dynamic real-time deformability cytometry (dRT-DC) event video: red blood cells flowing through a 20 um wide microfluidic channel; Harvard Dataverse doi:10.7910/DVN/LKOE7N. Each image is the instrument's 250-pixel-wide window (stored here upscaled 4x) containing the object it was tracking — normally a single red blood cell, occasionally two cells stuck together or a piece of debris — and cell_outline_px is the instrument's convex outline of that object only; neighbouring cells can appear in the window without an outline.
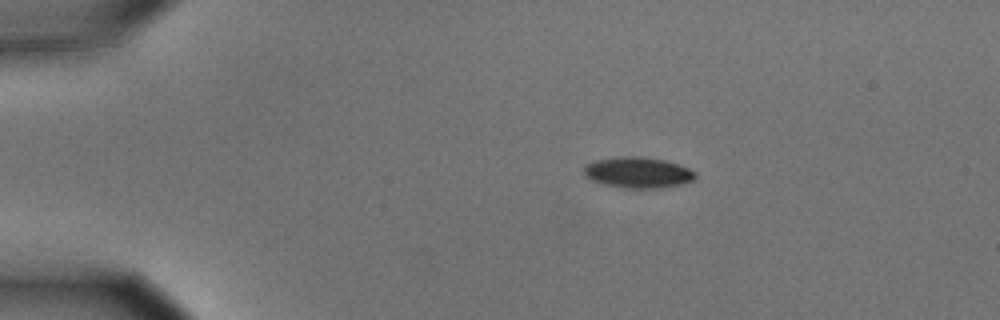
{"species": "common noctule bat (a hibernating species)", "species_latin": "Nyctalus noctula", "temperature_condition": "cold", "stored_images_in_passage": 4, "camera_frame_rate_fps": 3000, "um_per_image_px": 0.085, "animal": {"sex": "male", "body_mass_g": 15.6}, "frame": {"image": 1, "passage_image": 2, "time_ms": 0.333, "image_size_px": [1000, 320], "cell_outline_px": [[696, 176], [692, 180], [680, 184], [664, 188], [624, 188], [604, 184], [592, 180], [584, 176], [584, 164], [596, 160], [624, 156], [640, 156], [664, 160], [688, 168], [696, 172]], "centroid_in_image_um": [54.2, 14.67], "position_along_channel_um": 30.8, "area_um2": 20.0}}
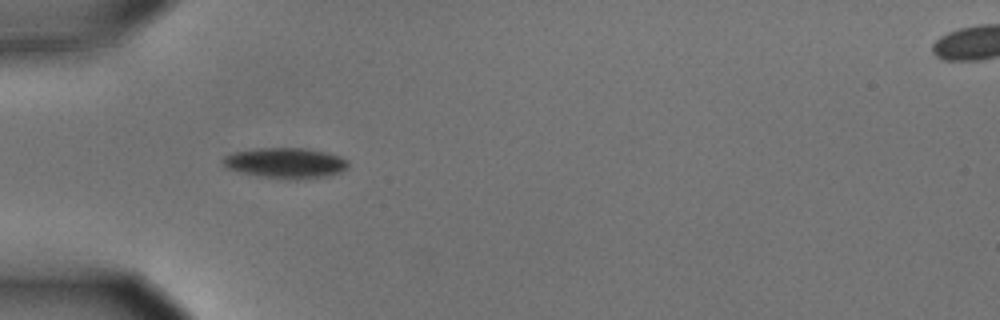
{"frame": {"image": 2, "passage_image": 4, "time_ms": 1.0, "image_size_px": [1000, 320], "cell_outline_px": [[348, 168], [340, 172], [324, 176], [296, 180], [264, 176], [240, 172], [224, 168], [220, 164], [220, 160], [224, 156], [232, 152], [256, 148], [304, 148], [324, 152], [340, 156], [348, 160]], "centroid_in_image_um": [24.21, 13.84], "position_along_channel_um": 60.8, "area_um2": 22.31}}